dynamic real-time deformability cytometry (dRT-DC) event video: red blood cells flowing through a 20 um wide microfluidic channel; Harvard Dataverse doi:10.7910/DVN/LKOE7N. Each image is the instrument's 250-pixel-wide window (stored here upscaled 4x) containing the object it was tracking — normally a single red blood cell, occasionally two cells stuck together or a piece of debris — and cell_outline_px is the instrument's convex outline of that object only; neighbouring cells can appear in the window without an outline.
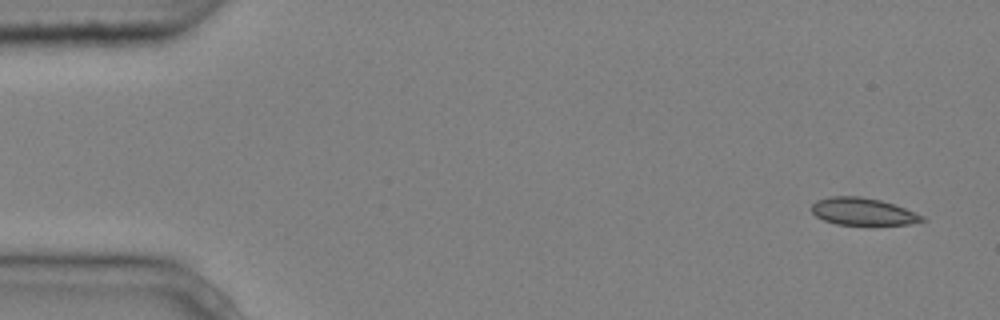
{"species": "common noctule bat (a hibernating species)", "species_latin": "Nyctalus noctula", "temperature_condition": "cold", "stored_images_in_passage": 4, "camera_frame_rate_fps": 3000, "um_per_image_px": 0.085, "animal": {"sex": "male", "body_mass_g": 20.4}, "frame": {"image": 1, "passage_image": 1, "time_ms": 0.0, "image_size_px": [1000, 320], "cell_outline_px": [[924, 220], [908, 224], [836, 224], [824, 220], [816, 216], [812, 212], [812, 204], [816, 200], [832, 196], [860, 196], [880, 200], [904, 208], [924, 216]], "centroid_in_image_um": [73.3, 17.97], "position_along_channel_um": 11.7, "area_um2": 17.22}}
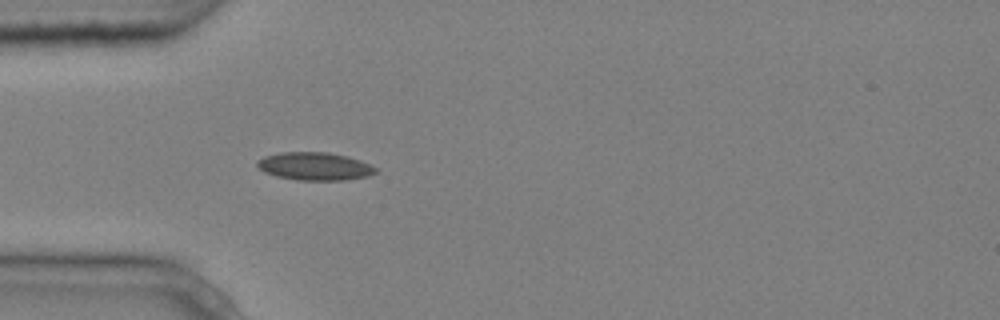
{"frame": {"image": 2, "passage_image": 4, "time_ms": 1.0, "image_size_px": [1000, 320], "cell_outline_px": [[376, 172], [368, 176], [344, 180], [300, 180], [276, 176], [264, 172], [256, 164], [256, 160], [264, 156], [280, 152], [328, 152], [348, 156], [360, 160], [376, 168]], "centroid_in_image_um": [26.72, 14.12], "position_along_channel_um": 58.3, "area_um2": 19.25}}